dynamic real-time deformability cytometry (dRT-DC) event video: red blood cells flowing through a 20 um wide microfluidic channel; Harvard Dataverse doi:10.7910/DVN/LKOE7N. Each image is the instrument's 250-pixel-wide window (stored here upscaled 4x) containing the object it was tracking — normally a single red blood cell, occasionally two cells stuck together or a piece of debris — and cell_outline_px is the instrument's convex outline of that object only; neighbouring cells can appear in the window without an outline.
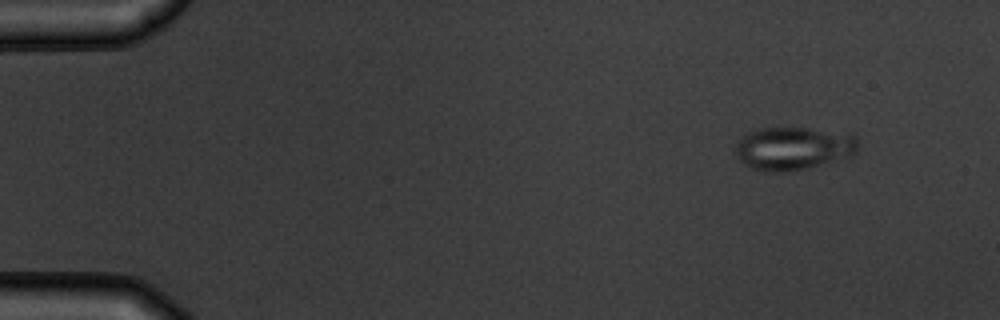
{"species": "common noctule bat (a hibernating species)", "species_latin": "Nyctalus noctula", "temperature_condition": "warm", "stored_images_in_passage": 4, "camera_frame_rate_fps": 3000, "um_per_image_px": 0.085, "animal": {"sex": "male", "body_mass_g": 19.5, "forearm_length_mm": 54.6}, "frame": {"image": 1, "passage_image": 1, "time_ms": 0.0, "image_size_px": [1000, 320], "cell_outline_px": [[860, 144], [856, 152], [852, 156], [808, 168], [788, 172], [760, 172], [744, 164], [736, 156], [736, 144], [748, 132], [760, 128], [808, 128], [852, 132], [856, 136]], "centroid_in_image_um": [67.5, 12.61], "position_along_channel_um": 17.5, "area_um2": 31.39}}